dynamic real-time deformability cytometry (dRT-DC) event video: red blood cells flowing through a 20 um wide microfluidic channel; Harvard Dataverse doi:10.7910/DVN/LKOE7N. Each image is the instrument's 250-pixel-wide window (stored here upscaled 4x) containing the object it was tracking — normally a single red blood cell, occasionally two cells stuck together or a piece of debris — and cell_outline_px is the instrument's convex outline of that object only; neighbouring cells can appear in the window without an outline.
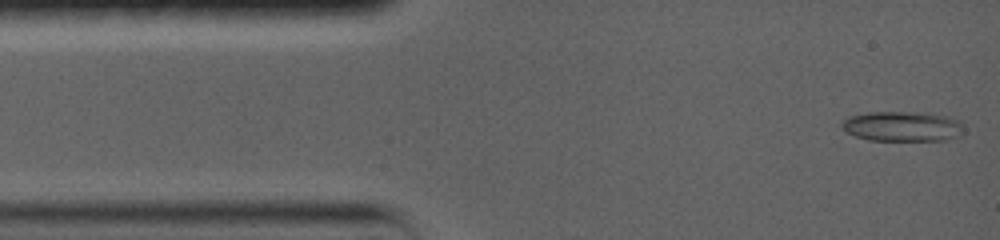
{"species": "common noctule bat (a hibernating species)", "species_latin": "Nyctalus noctula", "temperature_condition": "warm", "stored_images_in_passage": 41, "camera_frame_rate_fps": 5000, "um_per_image_px": 0.085, "animal": {"sex": "female", "body_mass_g": 19.0, "forearm_length_mm": 56.7}, "frame": {"image": 1, "passage_image": 1, "time_ms": 0.0, "image_size_px": [1000, 240], "cell_outline_px": [[964, 132], [960, 136], [948, 140], [868, 140], [852, 136], [840, 124], [844, 120], [852, 116], [876, 112], [900, 112], [944, 116], [960, 120], [964, 128]], "centroid_in_image_um": [76.74, 10.77], "position_along_channel_um": 8.3, "area_um2": 20.98}}
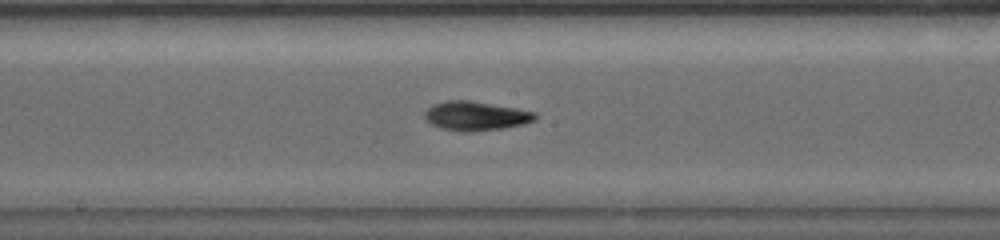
{"frame": {"image": 2, "passage_image": 19, "time_ms": 7.0, "image_size_px": [1000, 240], "cell_outline_px": [[536, 116], [532, 120], [520, 124], [500, 128], [472, 132], [460, 132], [440, 128], [432, 124], [424, 116], [428, 108], [436, 104], [460, 100], [532, 112]], "centroid_in_image_um": [40.35, 9.9], "position_along_channel_um": 207.9, "area_um2": 17.46}}
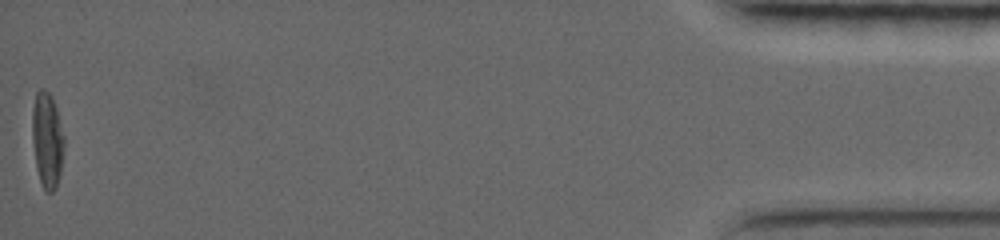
{"frame": {"image": 3, "passage_image": 41, "time_ms": 16.4, "image_size_px": [1000, 240], "cell_outline_px": [[64, 148], [60, 172], [56, 188], [52, 192], [44, 192], [36, 168], [32, 140], [32, 108], [36, 92], [40, 88], [44, 88], [52, 96], [56, 108], [64, 136]], "centroid_in_image_um": [4.0, 11.89], "position_along_channel_um": 431.2, "area_um2": 17.92}}